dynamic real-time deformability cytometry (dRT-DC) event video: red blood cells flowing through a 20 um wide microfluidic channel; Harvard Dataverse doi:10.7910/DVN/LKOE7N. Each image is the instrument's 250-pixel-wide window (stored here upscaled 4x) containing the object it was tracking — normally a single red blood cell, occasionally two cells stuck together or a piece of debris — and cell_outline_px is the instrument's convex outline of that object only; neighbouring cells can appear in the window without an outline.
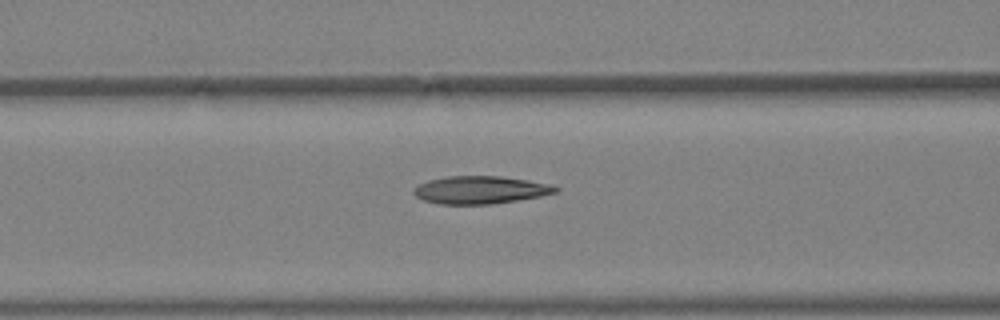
{"species": "Egyptian fruit bat (a non-hibernating species)", "species_latin": "Rousettus aegyptiacus", "temperature_condition": "warm", "stored_images_in_passage": 4, "camera_frame_rate_fps": 3000, "um_per_image_px": 0.085, "animal": {"sex": "female"}, "frame": {"image": 1, "passage_image": 3, "time_ms": 0.667, "image_size_px": [1000, 320], "cell_outline_px": [[560, 188], [556, 192], [540, 196], [492, 204], [440, 204], [424, 200], [416, 196], [412, 192], [412, 188], [428, 180], [448, 176], [500, 176], [552, 184]], "centroid_in_image_um": [40.81, 16.14], "position_along_channel_um": 125.8, "area_um2": 22.83}}